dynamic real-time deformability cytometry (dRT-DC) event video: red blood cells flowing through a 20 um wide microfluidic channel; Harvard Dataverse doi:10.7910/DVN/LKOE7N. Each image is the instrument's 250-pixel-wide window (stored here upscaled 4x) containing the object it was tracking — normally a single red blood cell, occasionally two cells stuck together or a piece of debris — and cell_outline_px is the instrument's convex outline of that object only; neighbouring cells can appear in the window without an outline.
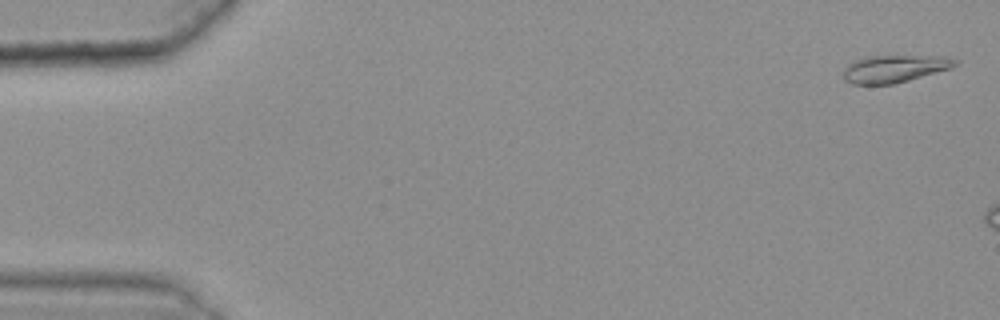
{"species": "common noctule bat (a hibernating species)", "species_latin": "Nyctalus noctula", "temperature_condition": "warm", "stored_images_in_passage": 8, "camera_frame_rate_fps": 3000, "um_per_image_px": 0.085, "animal": {"sex": "female", "body_mass_g": 25.1}, "frame": {"image": 1, "passage_image": 2, "time_ms": 0.333, "image_size_px": [1000, 320], "cell_outline_px": [[960, 60], [952, 68], [896, 84], [852, 84], [844, 80], [844, 68], [852, 60], [864, 56], [944, 56]], "centroid_in_image_um": [76.03, 5.84], "position_along_channel_um": 9.0, "area_um2": 18.09}}